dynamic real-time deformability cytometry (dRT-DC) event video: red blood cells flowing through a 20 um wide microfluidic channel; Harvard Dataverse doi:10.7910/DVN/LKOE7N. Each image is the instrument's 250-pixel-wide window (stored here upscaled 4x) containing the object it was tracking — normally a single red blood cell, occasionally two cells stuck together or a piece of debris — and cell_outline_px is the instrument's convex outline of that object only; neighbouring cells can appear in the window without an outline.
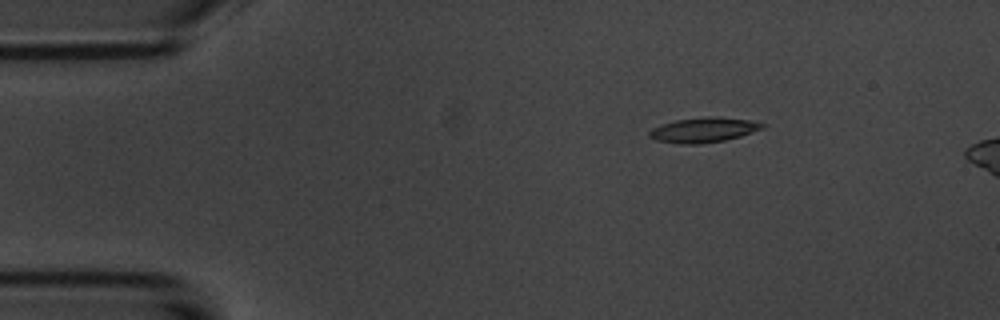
{"species": "common noctule bat (a hibernating species)", "species_latin": "Nyctalus noctula", "temperature_condition": "room temperature", "stored_images_in_passage": 4, "camera_frame_rate_fps": 3000, "um_per_image_px": 0.085, "animal": {"sex": "male", "body_mass_g": 20.1, "forearm_length_mm": 53.5}, "frame": {"image": 1, "passage_image": 3, "time_ms": 2.333, "image_size_px": [1000, 320], "cell_outline_px": [[768, 124], [764, 128], [740, 136], [724, 140], [696, 144], [680, 144], [656, 140], [648, 136], [648, 132], [652, 128], [676, 120], [708, 116], [716, 116], [752, 120]], "centroid_in_image_um": [59.84, 11.03], "position_along_channel_um": 25.2, "area_um2": 16.42}}